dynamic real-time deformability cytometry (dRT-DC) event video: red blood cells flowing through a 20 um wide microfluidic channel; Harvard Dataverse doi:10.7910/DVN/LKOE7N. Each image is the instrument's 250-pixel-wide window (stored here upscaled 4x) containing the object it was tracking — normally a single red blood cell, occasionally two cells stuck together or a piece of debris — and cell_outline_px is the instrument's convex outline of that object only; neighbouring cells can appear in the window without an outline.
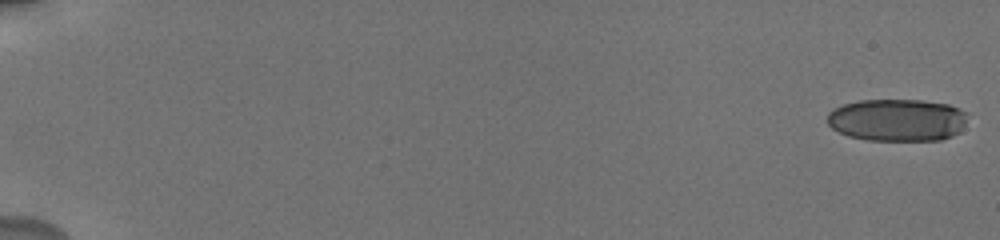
{"species": "human", "species_latin": "Homo sapiens", "temperature_condition": "cold", "stored_images_in_passage": 19, "camera_frame_rate_fps": 3000, "um_per_image_px": 0.085, "donor": {"sex": "male"}, "frame": {"image": 1, "passage_image": 1, "time_ms": 0.0, "image_size_px": [1000, 240], "cell_outline_px": [[968, 112], [964, 124], [960, 132], [952, 136], [940, 140], [868, 140], [848, 136], [832, 128], [828, 124], [828, 112], [832, 108], [844, 104], [860, 100], [920, 100], [948, 104]], "centroid_in_image_um": [76.27, 10.2], "position_along_channel_um": 8.7, "area_um2": 34.74}}
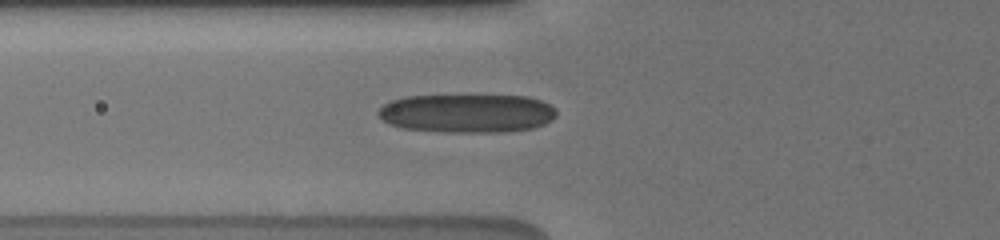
{"frame": {"image": 2, "passage_image": 13, "time_ms": 7.333, "image_size_px": [1000, 240], "cell_outline_px": [[556, 116], [552, 120], [544, 124], [532, 128], [500, 132], [448, 132], [404, 128], [392, 124], [384, 120], [376, 112], [384, 104], [392, 100], [404, 96], [528, 96], [540, 100], [556, 108]], "centroid_in_image_um": [39.73, 9.62], "position_along_channel_um": 86.1, "area_um2": 39.88}}
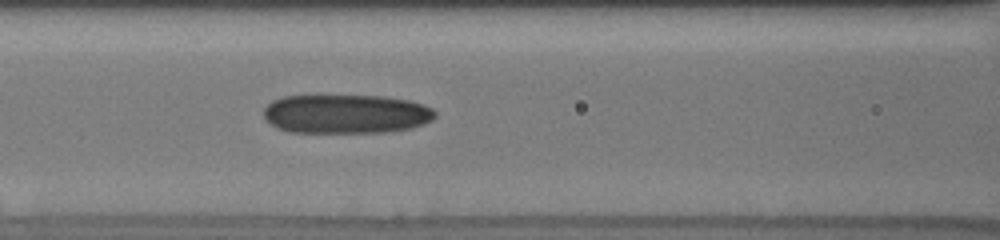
{"frame": {"image": 3, "passage_image": 16, "time_ms": 8.667, "image_size_px": [1000, 240], "cell_outline_px": [[436, 116], [432, 120], [424, 124], [412, 128], [388, 132], [288, 132], [276, 128], [264, 116], [264, 108], [272, 100], [284, 96], [384, 96], [408, 100], [424, 104], [432, 108], [436, 112]], "centroid_in_image_um": [29.44, 9.69], "position_along_channel_um": 137.2, "area_um2": 39.19}}